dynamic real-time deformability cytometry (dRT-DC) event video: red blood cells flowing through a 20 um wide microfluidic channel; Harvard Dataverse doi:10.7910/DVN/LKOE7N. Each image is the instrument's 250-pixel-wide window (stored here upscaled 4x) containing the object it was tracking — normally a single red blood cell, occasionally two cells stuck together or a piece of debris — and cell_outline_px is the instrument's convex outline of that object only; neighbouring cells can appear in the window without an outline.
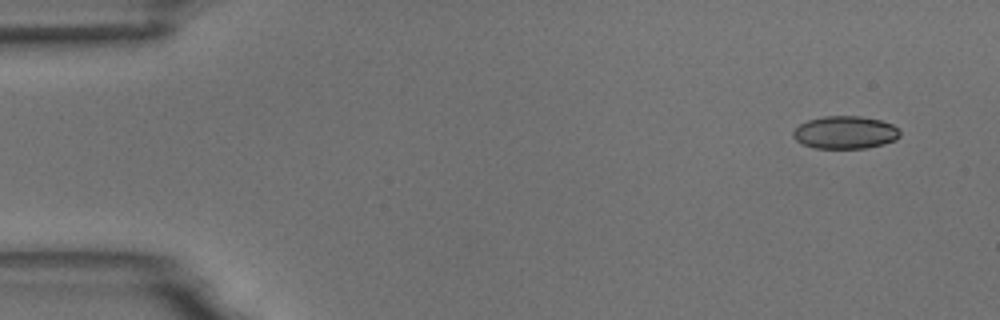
{"species": "common noctule bat (a hibernating species)", "species_latin": "Nyctalus noctula", "temperature_condition": "room temperature", "stored_images_in_passage": 6, "camera_frame_rate_fps": 3000, "um_per_image_px": 0.085, "animal": {"sex": "male", "body_mass_g": 18.8}, "frame": {"image": 1, "passage_image": 1, "time_ms": 0.0, "image_size_px": [1000, 320], "cell_outline_px": [[900, 136], [896, 140], [884, 144], [868, 148], [816, 148], [804, 144], [796, 140], [792, 136], [792, 132], [800, 124], [808, 120], [824, 116], [860, 116], [880, 120], [892, 124], [900, 132]], "centroid_in_image_um": [71.85, 11.26], "position_along_channel_um": 13.2, "area_um2": 20.35}}
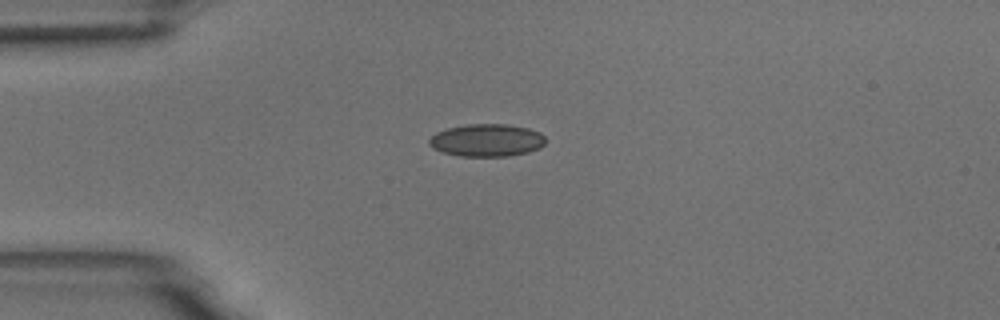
{"frame": {"image": 2, "passage_image": 4, "time_ms": 3.333, "image_size_px": [1000, 320], "cell_outline_px": [[544, 144], [540, 148], [528, 152], [508, 156], [460, 156], [444, 152], [432, 148], [428, 144], [428, 140], [436, 132], [448, 128], [468, 124], [508, 124], [528, 128], [540, 132], [544, 136]], "centroid_in_image_um": [41.37, 11.92], "position_along_channel_um": 43.6, "area_um2": 22.08}}
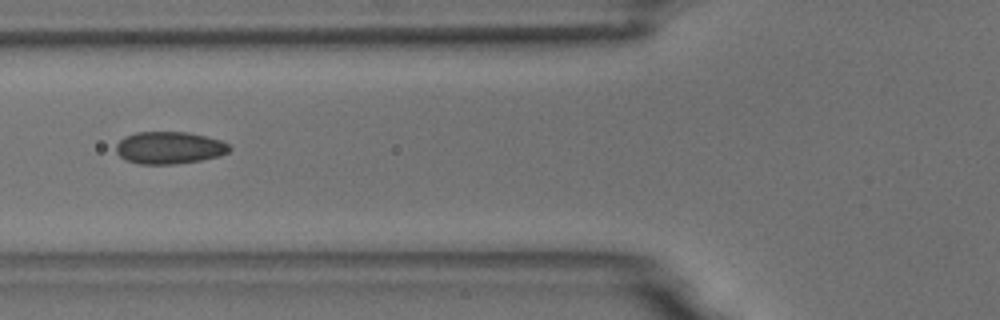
{"frame": {"image": 3, "passage_image": 6, "time_ms": 5.667, "image_size_px": [1000, 320], "cell_outline_px": [[232, 148], [228, 152], [216, 156], [200, 160], [172, 164], [140, 164], [128, 160], [120, 156], [116, 152], [116, 144], [124, 136], [136, 132], [188, 132], [220, 140], [228, 144]], "centroid_in_image_um": [14.36, 12.55], "position_along_channel_um": 111.4, "area_um2": 21.1}}